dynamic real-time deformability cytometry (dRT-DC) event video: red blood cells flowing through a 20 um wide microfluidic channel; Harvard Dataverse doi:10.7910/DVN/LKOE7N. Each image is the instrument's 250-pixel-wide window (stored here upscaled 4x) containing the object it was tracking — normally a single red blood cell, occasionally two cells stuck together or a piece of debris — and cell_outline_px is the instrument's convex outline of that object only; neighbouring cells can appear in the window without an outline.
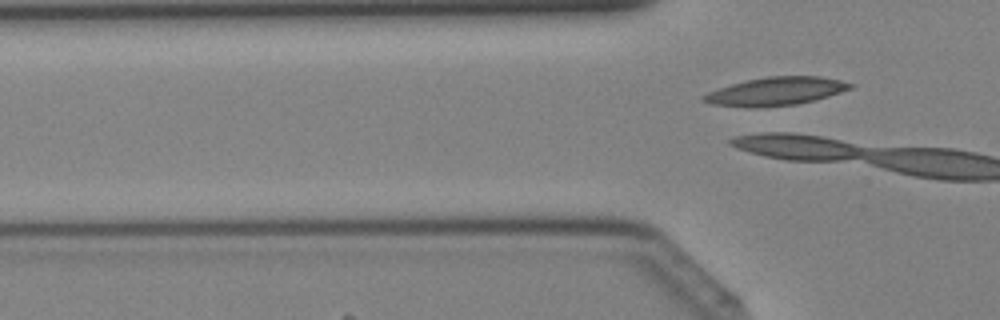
{"species": "Egyptian fruit bat (a non-hibernating species)", "species_latin": "Rousettus aegyptiacus", "temperature_condition": "cold", "stored_images_in_passage": 5, "camera_frame_rate_fps": 3000, "um_per_image_px": 0.085, "animal": {"sex": "female"}, "frame": {"image": 1, "passage_image": 5, "time_ms": 1.333, "image_size_px": [1000, 320], "cell_outline_px": [[856, 84], [852, 88], [828, 96], [796, 104], [756, 108], [752, 108], [708, 104], [700, 100], [700, 96], [708, 92], [732, 84], [748, 80], [768, 76], [820, 76], [840, 80]], "centroid_in_image_um": [65.91, 7.77], "position_along_channel_um": 59.9, "area_um2": 24.16}}